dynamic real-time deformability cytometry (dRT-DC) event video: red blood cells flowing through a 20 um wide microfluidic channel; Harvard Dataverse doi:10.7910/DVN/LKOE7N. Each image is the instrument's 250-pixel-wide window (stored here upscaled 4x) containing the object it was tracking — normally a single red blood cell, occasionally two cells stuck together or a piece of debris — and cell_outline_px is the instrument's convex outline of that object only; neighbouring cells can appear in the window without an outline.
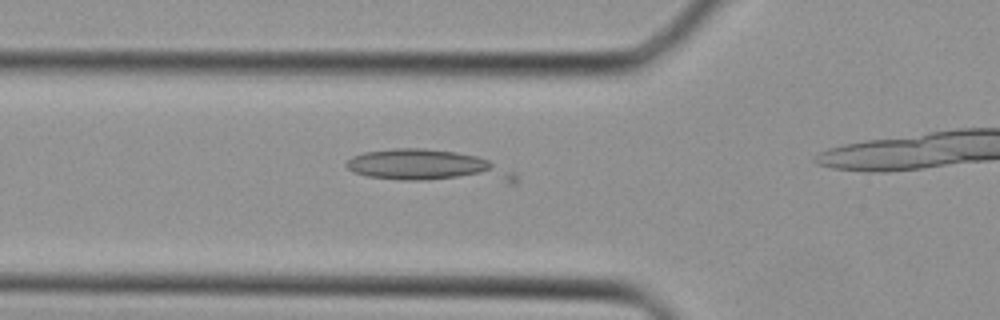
{"species": "Egyptian fruit bat (a non-hibernating species)", "species_latin": "Rousettus aegyptiacus", "temperature_condition": "cold", "stored_images_in_passage": 11, "camera_frame_rate_fps": 3000, "um_per_image_px": 0.085, "animal": {"sex": "female"}, "frame": {"image": 1, "passage_image": 5, "time_ms": 1.333, "image_size_px": [1000, 320], "cell_outline_px": [[520, 180], [516, 184], [508, 184], [400, 180], [368, 176], [352, 172], [344, 164], [352, 156], [364, 152], [392, 148], [424, 148], [456, 152], [476, 156], [488, 160], [516, 172]], "centroid_in_image_um": [36.54, 14.16], "position_along_channel_um": 89.3, "area_um2": 32.43}}
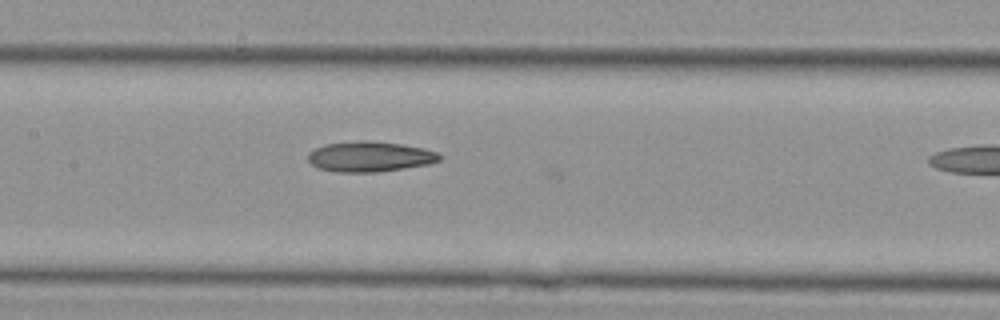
{"frame": {"image": 2, "passage_image": 10, "time_ms": 3.0, "image_size_px": [1000, 320], "cell_outline_px": [[440, 160], [428, 164], [404, 168], [376, 172], [336, 172], [316, 168], [308, 160], [308, 152], [324, 144], [360, 140], [368, 140], [400, 144], [424, 148], [436, 152], [440, 156]], "centroid_in_image_um": [31.39, 13.31], "position_along_channel_um": 176.0, "area_um2": 23.24}}